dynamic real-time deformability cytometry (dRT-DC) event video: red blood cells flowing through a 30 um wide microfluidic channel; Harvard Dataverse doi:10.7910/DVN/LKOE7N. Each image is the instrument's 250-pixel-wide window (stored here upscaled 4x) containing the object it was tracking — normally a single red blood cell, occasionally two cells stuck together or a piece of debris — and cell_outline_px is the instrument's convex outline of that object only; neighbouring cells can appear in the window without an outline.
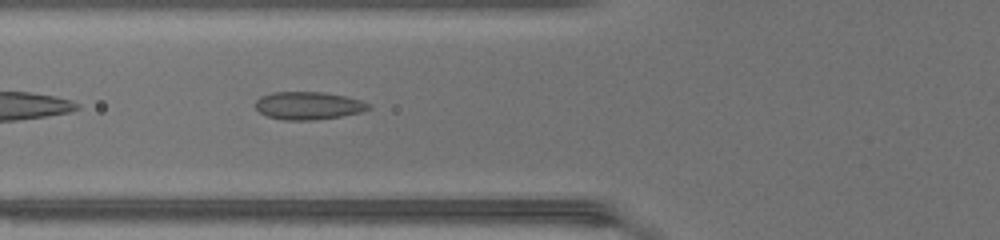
{"species": "common noctule bat (a hibernating species)", "species_latin": "Nyctalus noctula", "temperature_condition": "warm", "stored_images_in_passage": 34, "camera_frame_rate_fps": 3000, "um_per_image_px": 0.085, "animal": {"sex": "female", "body_mass_g": 17.0, "forearm_length_mm": 48.0}, "frame": {"image": 1, "passage_image": 5, "time_ms": 1.333, "image_size_px": [1000, 240], "cell_outline_px": [[372, 108], [360, 112], [340, 116], [316, 120], [284, 120], [268, 116], [260, 112], [256, 108], [256, 100], [260, 96], [272, 92], [324, 92], [344, 96], [360, 100], [372, 104]], "centroid_in_image_um": [26.22, 8.97], "position_along_channel_um": 99.6, "area_um2": 18.32}}
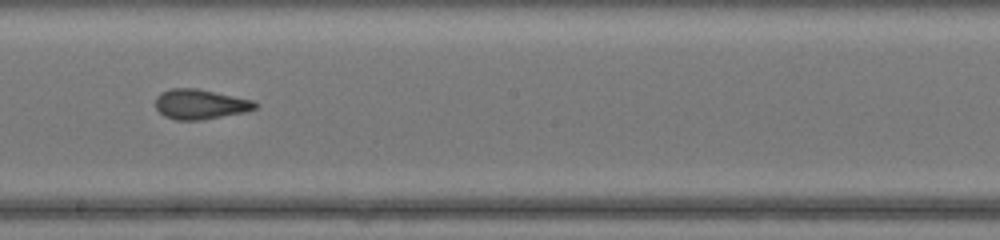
{"frame": {"image": 2, "passage_image": 14, "time_ms": 4.333, "image_size_px": [1000, 240], "cell_outline_px": [[260, 104], [256, 108], [244, 112], [200, 120], [176, 120], [164, 116], [156, 108], [156, 96], [160, 92], [172, 88], [196, 88], [252, 100]], "centroid_in_image_um": [17.0, 8.86], "position_along_channel_um": 231.2, "area_um2": 17.28}}
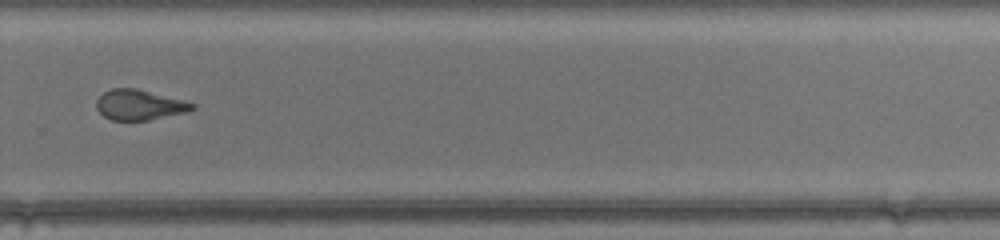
{"frame": {"image": 3, "passage_image": 20, "time_ms": 6.333, "image_size_px": [1000, 240], "cell_outline_px": [[196, 108], [188, 112], [148, 120], [112, 120], [104, 116], [96, 108], [96, 100], [104, 92], [112, 88], [136, 88], [184, 100], [196, 104]], "centroid_in_image_um": [11.87, 8.91], "position_along_channel_um": 317.9, "area_um2": 16.94}, "authors_computed_cell_mechanics": {"area_um2": 18.1781, "velocity_mm_per_s": 4.3723, "shape_relaxation_time_tau1_ms": null, "shape_relaxation_time_tau2_ms": 1.3404, "deformation_change_tau1": null, "deformation_change_tau2": 0.0769}}